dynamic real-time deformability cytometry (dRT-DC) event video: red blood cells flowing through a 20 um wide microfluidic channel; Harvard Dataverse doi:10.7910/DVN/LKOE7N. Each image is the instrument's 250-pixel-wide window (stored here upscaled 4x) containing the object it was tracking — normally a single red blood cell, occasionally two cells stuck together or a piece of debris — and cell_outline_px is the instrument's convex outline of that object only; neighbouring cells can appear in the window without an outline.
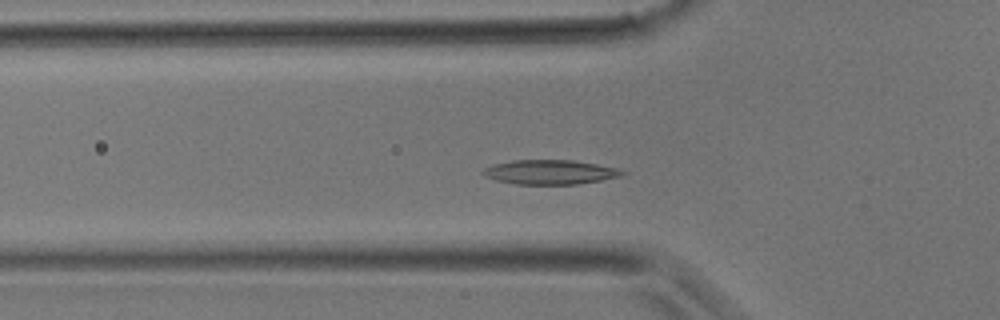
{"species": "common noctule bat (a hibernating species)", "species_latin": "Nyctalus noctula", "temperature_condition": "room temperature", "stored_images_in_passage": 33, "camera_frame_rate_fps": 3000, "um_per_image_px": 0.085, "animal": {"sex": "male", "body_mass_g": 17.9}, "frame": {"image": 1, "passage_image": 6, "time_ms": 1.667, "image_size_px": [1000, 320], "cell_outline_px": [[628, 172], [624, 176], [576, 184], [516, 184], [496, 180], [484, 176], [480, 172], [484, 168], [492, 164], [512, 160], [572, 160], [596, 164], [616, 168]], "centroid_in_image_um": [46.73, 14.62], "position_along_channel_um": 79.1, "area_um2": 19.88}}
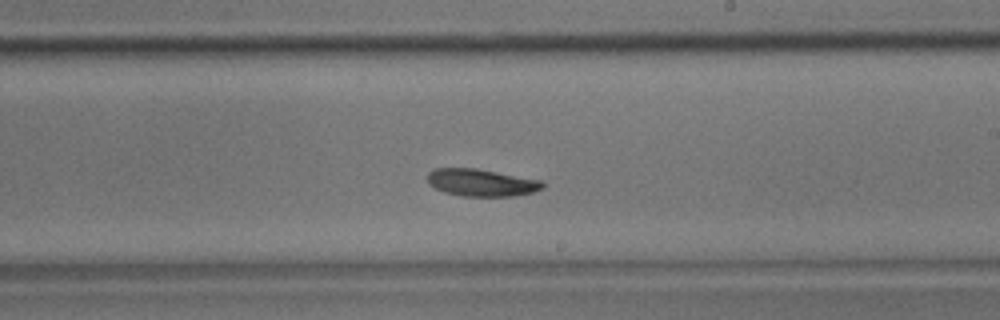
{"frame": {"image": 2, "passage_image": 16, "time_ms": 5.0, "image_size_px": [1000, 320], "cell_outline_px": [[544, 188], [532, 192], [516, 196], [460, 196], [444, 192], [428, 184], [428, 172], [436, 168], [476, 168], [540, 180], [544, 184]], "centroid_in_image_um": [40.9, 15.52], "position_along_channel_um": 248.1, "area_um2": 18.26}}
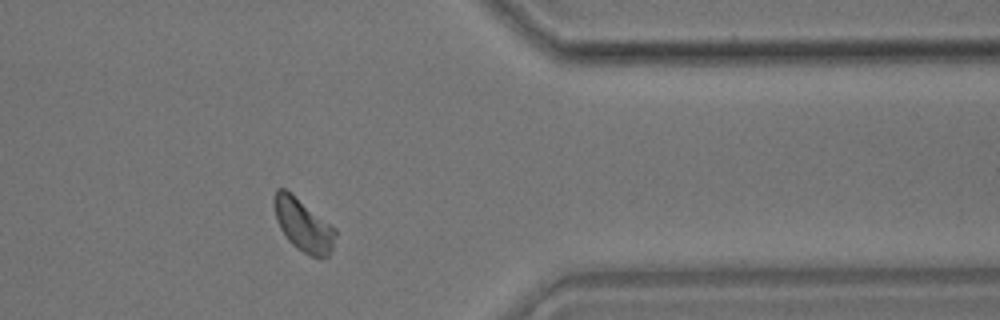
{"frame": {"image": 3, "passage_image": 25, "time_ms": 8.0, "image_size_px": [1000, 320], "cell_outline_px": [[336, 232], [332, 248], [328, 256], [312, 256], [296, 248], [288, 240], [280, 228], [276, 220], [272, 200], [272, 196], [276, 188], [284, 188], [336, 228]], "centroid_in_image_um": [25.73, 19.1], "position_along_channel_um": 385.7, "area_um2": 18.55}}